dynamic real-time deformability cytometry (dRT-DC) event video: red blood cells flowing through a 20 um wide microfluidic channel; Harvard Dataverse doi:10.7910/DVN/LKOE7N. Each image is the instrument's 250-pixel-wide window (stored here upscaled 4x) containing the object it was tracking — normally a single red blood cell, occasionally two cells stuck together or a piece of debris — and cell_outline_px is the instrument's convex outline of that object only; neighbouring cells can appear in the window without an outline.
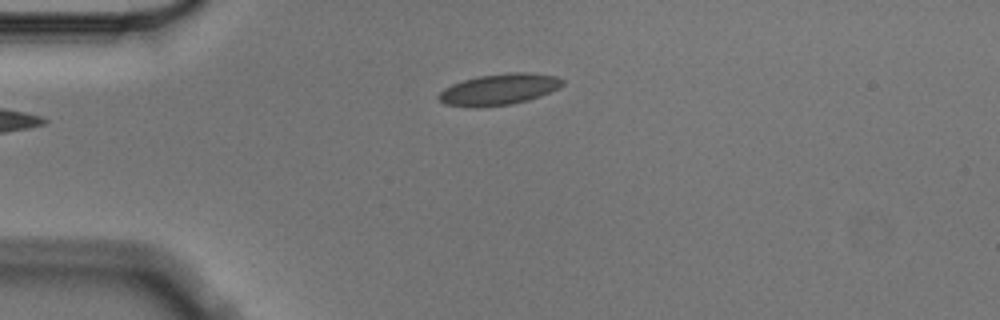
{"species": "Egyptian fruit bat (a non-hibernating species)", "species_latin": "Rousettus aegyptiacus", "temperature_condition": "cold", "stored_images_in_passage": 4, "camera_frame_rate_fps": 3000, "um_per_image_px": 0.085, "animal": {"sex": "male"}, "frame": {"image": 1, "passage_image": 4, "time_ms": 1.0, "image_size_px": [1000, 320], "cell_outline_px": [[564, 84], [540, 96], [528, 100], [512, 104], [480, 108], [472, 108], [444, 104], [436, 96], [444, 88], [452, 84], [464, 80], [480, 76], [512, 72], [528, 72], [556, 76], [564, 80]], "centroid_in_image_um": [42.38, 7.61], "position_along_channel_um": 42.6, "area_um2": 22.54}}